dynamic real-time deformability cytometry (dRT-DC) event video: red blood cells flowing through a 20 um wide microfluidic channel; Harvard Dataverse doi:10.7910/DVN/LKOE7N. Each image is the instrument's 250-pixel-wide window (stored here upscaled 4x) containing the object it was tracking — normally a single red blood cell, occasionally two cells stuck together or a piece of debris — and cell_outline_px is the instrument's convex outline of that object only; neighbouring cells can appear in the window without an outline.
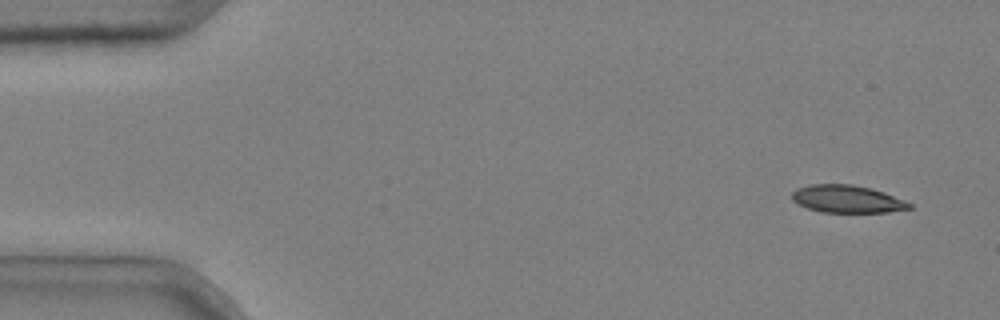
{"species": "common noctule bat (a hibernating species)", "species_latin": "Nyctalus noctula", "temperature_condition": "cold", "stored_images_in_passage": 4, "camera_frame_rate_fps": 3000, "um_per_image_px": 0.085, "animal": {"sex": "male", "body_mass_g": 20.4}, "frame": {"image": 1, "passage_image": 1, "time_ms": 0.0, "image_size_px": [1000, 320], "cell_outline_px": [[912, 208], [888, 212], [820, 212], [796, 204], [792, 200], [792, 192], [796, 188], [808, 184], [852, 184], [872, 188], [884, 192], [904, 200], [912, 204]], "centroid_in_image_um": [71.97, 16.91], "position_along_channel_um": 13.0, "area_um2": 19.02}}